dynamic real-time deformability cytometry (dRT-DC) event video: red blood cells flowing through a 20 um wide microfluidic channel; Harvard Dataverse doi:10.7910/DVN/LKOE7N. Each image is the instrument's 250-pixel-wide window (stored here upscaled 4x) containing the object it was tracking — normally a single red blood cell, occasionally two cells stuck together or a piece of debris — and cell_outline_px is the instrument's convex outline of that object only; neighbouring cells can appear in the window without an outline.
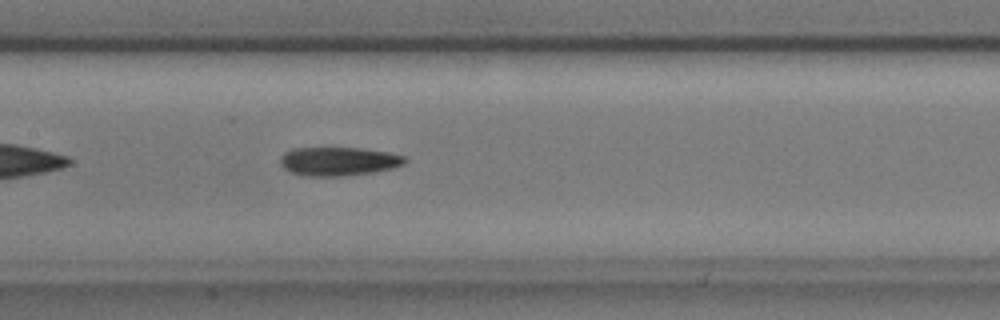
{"species": "common noctule bat (a hibernating species)", "species_latin": "Nyctalus noctula", "temperature_condition": "cold", "stored_images_in_passage": 42, "camera_frame_rate_fps": 3000, "um_per_image_px": 0.085, "animal": {"sex": "male", "body_mass_g": 17.9, "forearm_length_mm": 54.2}, "frame": {"image": 1, "passage_image": 13, "time_ms": 4.0, "image_size_px": [1000, 320], "cell_outline_px": [[408, 160], [404, 164], [392, 168], [372, 172], [340, 176], [300, 176], [288, 172], [280, 164], [280, 156], [284, 152], [292, 148], [356, 148], [388, 152], [404, 156]], "centroid_in_image_um": [28.71, 13.72], "position_along_channel_um": 178.7, "area_um2": 20.92}}
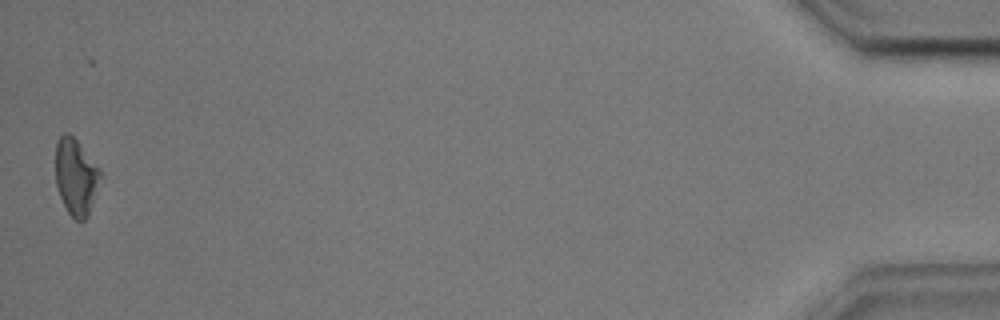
{"frame": {"image": 2, "passage_image": 42, "time_ms": 13.667, "image_size_px": [1000, 320], "cell_outline_px": [[100, 176], [88, 216], [80, 224], [68, 212], [60, 196], [56, 184], [56, 140], [64, 132], [68, 132], [76, 140], [100, 168]], "centroid_in_image_um": [6.43, 15.02], "position_along_channel_um": 428.8, "area_um2": 19.65}, "authors_computed_cell_mechanics": {"area_um2": 20.6635, "velocity_mm_per_s": 3.5744, "shape_relaxation_time_tau1_ms": 4.3678, "shape_relaxation_time_tau2_ms": 7.7046, "deformation_change_tau1": 0.1447, "deformation_change_tau2": 0.1887}}